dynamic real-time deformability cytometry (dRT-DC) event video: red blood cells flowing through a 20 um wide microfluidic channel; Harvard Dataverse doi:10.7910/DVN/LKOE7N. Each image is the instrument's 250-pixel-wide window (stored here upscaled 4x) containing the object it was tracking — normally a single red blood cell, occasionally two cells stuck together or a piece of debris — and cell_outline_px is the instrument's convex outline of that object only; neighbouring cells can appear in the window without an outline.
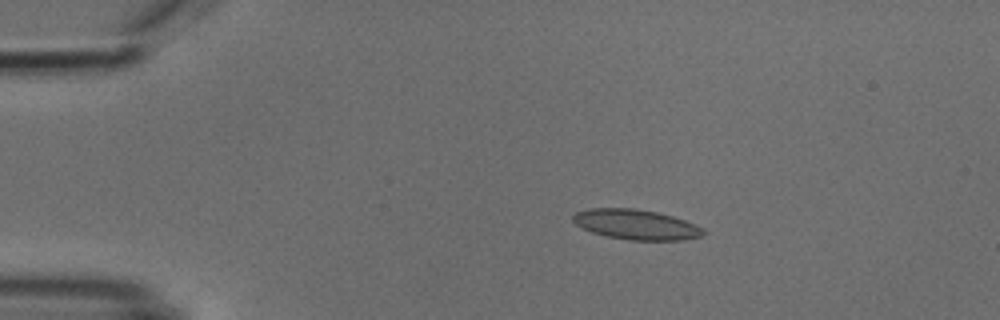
{"species": "common noctule bat (a hibernating species)", "species_latin": "Nyctalus noctula", "temperature_condition": "cold", "stored_images_in_passage": 7, "camera_frame_rate_fps": 3000, "um_per_image_px": 0.085, "animal": {"sex": "male", "body_mass_g": 18.8}, "frame": {"image": 1, "passage_image": 3, "time_ms": 2.333, "image_size_px": [1000, 320], "cell_outline_px": [[708, 232], [704, 236], [684, 240], [628, 240], [608, 236], [592, 232], [580, 228], [572, 220], [572, 216], [576, 212], [592, 208], [636, 208], [656, 212], [672, 216], [684, 220], [704, 228]], "centroid_in_image_um": [54.09, 19.09], "position_along_channel_um": 30.9, "area_um2": 23.0}}
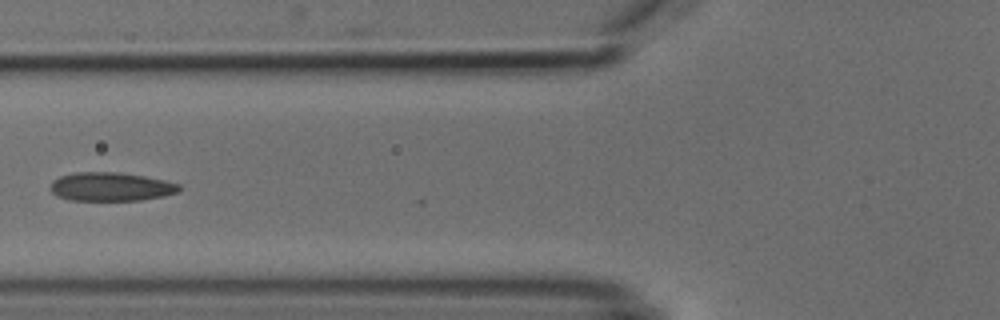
{"frame": {"image": 2, "passage_image": 6, "time_ms": 6.0, "image_size_px": [1000, 320], "cell_outline_px": [[180, 192], [164, 196], [140, 200], [72, 200], [56, 196], [48, 188], [52, 180], [60, 176], [72, 172], [116, 172], [144, 176], [164, 180], [180, 184]], "centroid_in_image_um": [9.4, 15.87], "position_along_channel_um": 116.4, "area_um2": 21.68}}
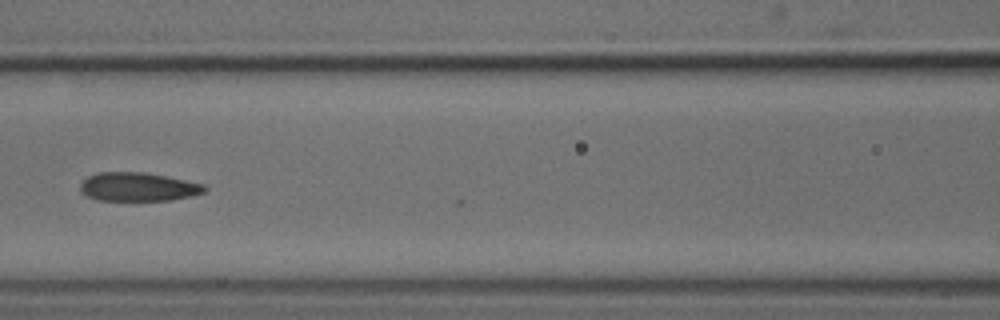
{"frame": {"image": 3, "passage_image": 7, "time_ms": 7.0, "image_size_px": [1000, 320], "cell_outline_px": [[208, 188], [204, 192], [192, 196], [172, 200], [96, 200], [80, 192], [80, 184], [88, 176], [96, 172], [144, 172], [204, 184]], "centroid_in_image_um": [11.72, 15.88], "position_along_channel_um": 154.9, "area_um2": 20.75}}